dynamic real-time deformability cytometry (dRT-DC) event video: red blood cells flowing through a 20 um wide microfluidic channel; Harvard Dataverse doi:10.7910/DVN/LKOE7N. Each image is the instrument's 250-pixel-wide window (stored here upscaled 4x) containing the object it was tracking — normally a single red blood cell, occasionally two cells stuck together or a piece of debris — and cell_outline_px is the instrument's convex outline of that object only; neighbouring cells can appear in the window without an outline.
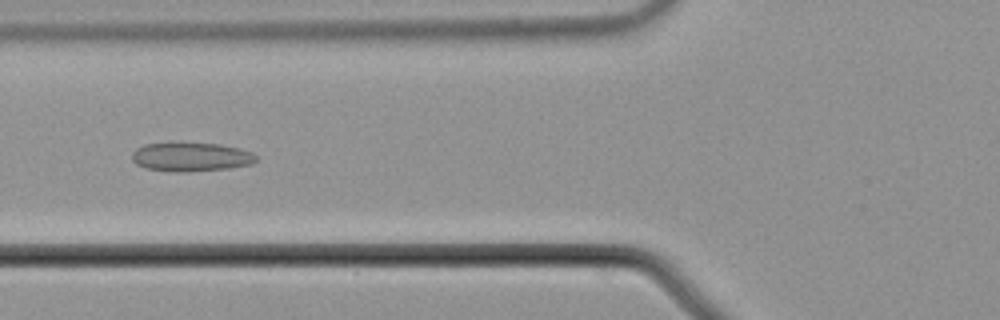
{"species": "common noctule bat (a hibernating species)", "species_latin": "Nyctalus noctula", "temperature_condition": "cold", "stored_images_in_passage": 56, "camera_frame_rate_fps": 3000, "um_per_image_px": 0.085, "animal": {"sex": "male", "body_mass_g": 21.5, "forearm_length_mm": 52.0}, "frame": {"image": 1, "passage_image": 22, "time_ms": 7.0, "image_size_px": [1000, 320], "cell_outline_px": [[256, 160], [252, 164], [228, 168], [184, 172], [176, 172], [148, 168], [136, 164], [132, 160], [132, 152], [136, 148], [144, 144], [176, 140], [220, 144], [240, 148], [252, 152], [256, 156]], "centroid_in_image_um": [16.2, 13.28], "position_along_channel_um": 109.6, "area_um2": 21.62}}
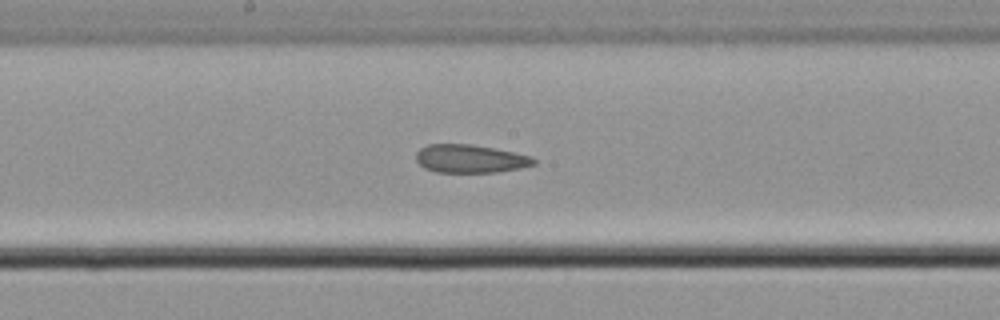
{"frame": {"image": 2, "passage_image": 30, "time_ms": 9.667, "image_size_px": [1000, 320], "cell_outline_px": [[536, 164], [520, 168], [496, 172], [436, 172], [424, 168], [416, 160], [416, 152], [420, 148], [428, 144], [472, 144], [532, 156], [536, 160]], "centroid_in_image_um": [39.95, 13.49], "position_along_channel_um": 208.2, "area_um2": 19.31}}
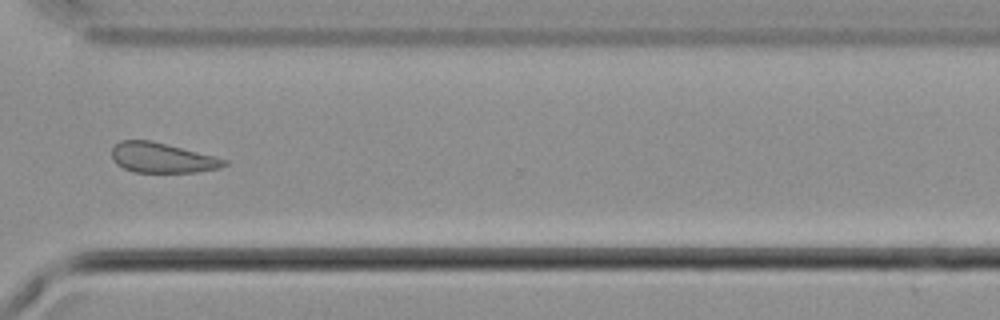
{"frame": {"image": 3, "passage_image": 42, "time_ms": 13.667, "image_size_px": [1000, 320], "cell_outline_px": [[228, 164], [220, 168], [196, 172], [132, 172], [116, 164], [112, 160], [112, 148], [120, 140], [152, 140], [228, 160]], "centroid_in_image_um": [13.75, 13.41], "position_along_channel_um": 356.8, "area_um2": 19.65}, "authors_computed_cell_mechanics": {"area_um2": 21.3571, "velocity_mm_per_s": 3.704, "shape_relaxation_time_tau1_ms": null, "shape_relaxation_time_tau2_ms": 10.9215, "deformation_change_tau1": null, "deformation_change_tau2": 0.2343}}